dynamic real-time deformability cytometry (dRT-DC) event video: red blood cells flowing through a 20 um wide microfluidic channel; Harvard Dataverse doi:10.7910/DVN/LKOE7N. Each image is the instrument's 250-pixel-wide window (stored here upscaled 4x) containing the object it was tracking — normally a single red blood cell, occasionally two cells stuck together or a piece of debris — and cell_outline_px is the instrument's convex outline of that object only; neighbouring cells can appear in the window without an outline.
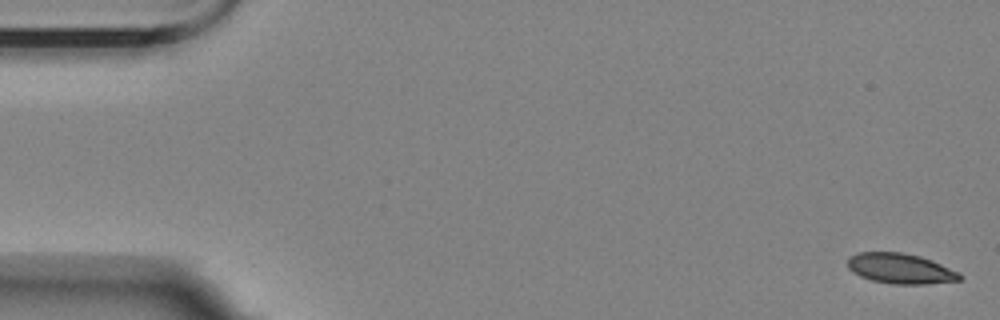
{"species": "Egyptian fruit bat (a non-hibernating species)", "species_latin": "Rousettus aegyptiacus", "temperature_condition": "room temperature", "stored_images_in_passage": 6, "camera_frame_rate_fps": 3000, "um_per_image_px": 0.085, "animal": {"sex": "female"}, "frame": {"image": 1, "passage_image": 1, "time_ms": 0.0, "image_size_px": [1000, 320], "cell_outline_px": [[964, 276], [960, 280], [928, 284], [892, 284], [872, 280], [860, 276], [852, 272], [848, 268], [848, 256], [856, 252], [900, 252], [920, 256], [932, 260], [960, 272]], "centroid_in_image_um": [76.54, 22.82], "position_along_channel_um": 8.5, "area_um2": 20.0}}
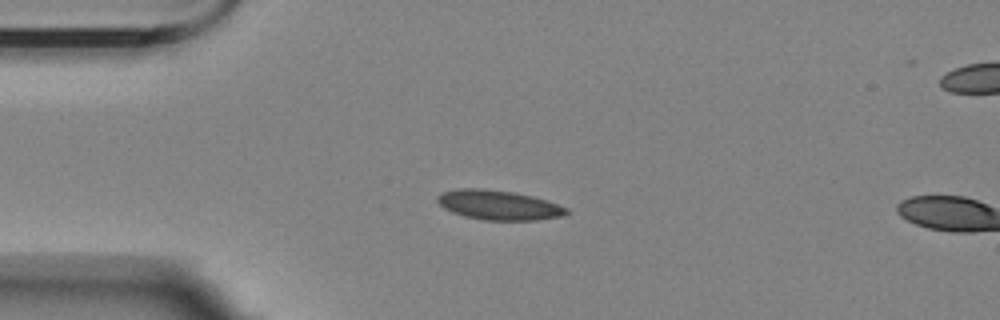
{"frame": {"image": 2, "passage_image": 5, "time_ms": 4.333, "image_size_px": [1000, 320], "cell_outline_px": [[568, 212], [564, 216], [536, 220], [484, 220], [464, 216], [452, 212], [444, 208], [436, 200], [436, 196], [440, 192], [456, 188], [480, 188], [512, 192], [532, 196], [568, 208]], "centroid_in_image_um": [42.33, 17.42], "position_along_channel_um": 42.7, "area_um2": 22.25}}